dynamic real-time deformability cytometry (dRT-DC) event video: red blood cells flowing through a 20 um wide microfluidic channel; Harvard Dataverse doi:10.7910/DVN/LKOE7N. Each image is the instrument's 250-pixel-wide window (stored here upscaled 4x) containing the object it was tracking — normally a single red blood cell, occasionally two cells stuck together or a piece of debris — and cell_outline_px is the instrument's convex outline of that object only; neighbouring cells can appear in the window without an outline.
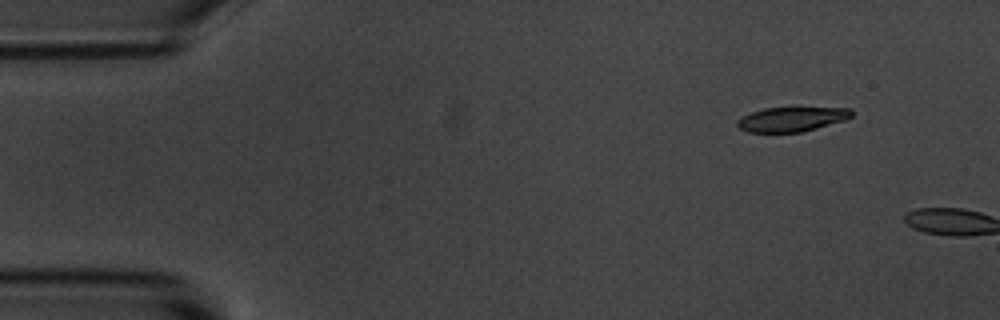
{"species": "common noctule bat (a hibernating species)", "species_latin": "Nyctalus noctula", "temperature_condition": "room temperature", "stored_images_in_passage": 2, "camera_frame_rate_fps": 3000, "um_per_image_px": 0.085, "animal": {"sex": "male", "body_mass_g": 20.1, "forearm_length_mm": 53.5}, "frame": {"image": 1, "passage_image": 1, "time_ms": 0.0, "image_size_px": [1000, 320], "cell_outline_px": [[852, 116], [844, 120], [816, 128], [800, 132], [748, 132], [740, 128], [736, 124], [736, 120], [752, 112], [764, 108], [852, 108]], "centroid_in_image_um": [67.28, 10.13], "position_along_channel_um": 17.7, "area_um2": 16.07}}